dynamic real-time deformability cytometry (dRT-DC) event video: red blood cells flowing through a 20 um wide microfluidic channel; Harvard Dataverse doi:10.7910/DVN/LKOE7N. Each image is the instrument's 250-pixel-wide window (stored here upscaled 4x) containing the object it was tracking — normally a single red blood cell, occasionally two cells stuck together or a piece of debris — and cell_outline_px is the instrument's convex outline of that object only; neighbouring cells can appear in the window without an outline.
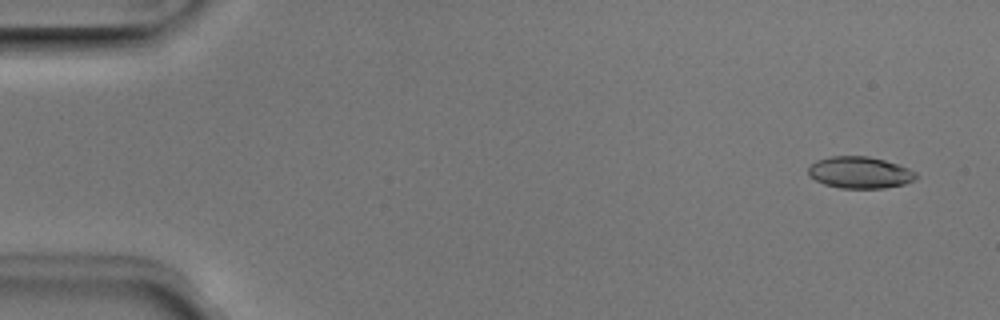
{"species": "Egyptian fruit bat (a non-hibernating species)", "species_latin": "Rousettus aegyptiacus", "temperature_condition": "room temperature", "stored_images_in_passage": 5, "camera_frame_rate_fps": 3000, "um_per_image_px": 0.085, "animal": {"sex": "male"}, "frame": {"image": 1, "passage_image": 1, "time_ms": 0.0, "image_size_px": [1000, 320], "cell_outline_px": [[916, 180], [904, 184], [884, 188], [840, 188], [824, 184], [808, 176], [808, 168], [816, 160], [832, 156], [868, 156], [884, 160], [908, 168], [916, 172]], "centroid_in_image_um": [73.07, 14.66], "position_along_channel_um": 11.9, "area_um2": 19.88}}